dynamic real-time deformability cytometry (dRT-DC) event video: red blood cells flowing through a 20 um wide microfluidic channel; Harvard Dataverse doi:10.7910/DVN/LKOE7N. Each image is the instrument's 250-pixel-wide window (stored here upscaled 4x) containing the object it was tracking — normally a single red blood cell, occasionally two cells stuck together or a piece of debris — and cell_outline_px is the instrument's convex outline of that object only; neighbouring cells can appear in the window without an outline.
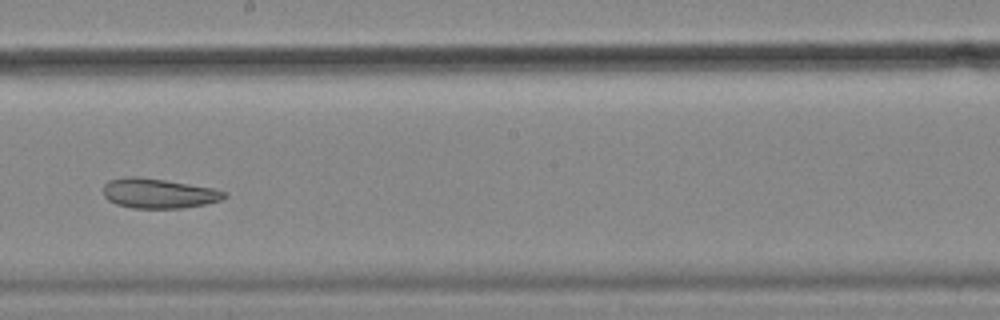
{"species": "common noctule bat (a hibernating species)", "species_latin": "Nyctalus noctula", "temperature_condition": "cold", "stored_images_in_passage": 13, "camera_frame_rate_fps": 3000, "um_per_image_px": 0.085, "animal": {"sex": "female", "body_mass_g": 18.4}, "frame": {"image": 1, "passage_image": 8, "time_ms": 2.333, "image_size_px": [1000, 320], "cell_outline_px": [[228, 196], [220, 200], [204, 204], [180, 208], [132, 208], [116, 204], [108, 200], [104, 196], [104, 184], [108, 180], [128, 176], [136, 176], [164, 180], [216, 188], [228, 192]], "centroid_in_image_um": [13.49, 16.43], "position_along_channel_um": 234.7, "area_um2": 21.1}}
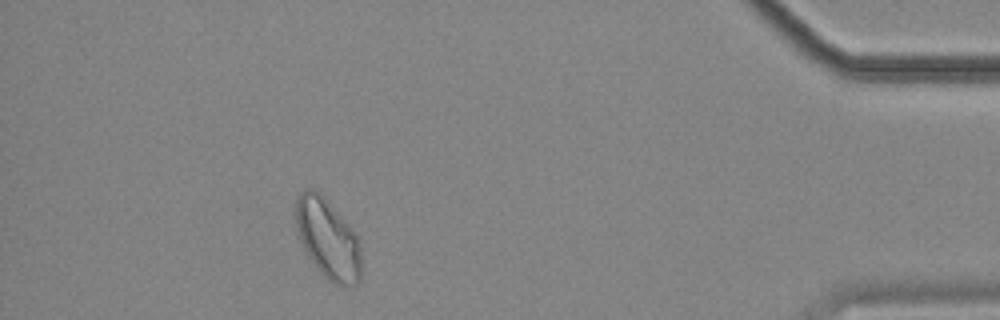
{"frame": {"image": 2, "passage_image": 13, "time_ms": 4.0, "image_size_px": [1000, 320], "cell_outline_px": [[360, 280], [356, 284], [344, 288], [332, 284], [320, 272], [308, 256], [300, 240], [292, 216], [296, 196], [300, 192], [308, 188], [320, 192], [328, 200], [356, 232], [360, 244]], "centroid_in_image_um": [27.84, 20.28], "position_along_channel_um": 407.4, "area_um2": 31.33}}